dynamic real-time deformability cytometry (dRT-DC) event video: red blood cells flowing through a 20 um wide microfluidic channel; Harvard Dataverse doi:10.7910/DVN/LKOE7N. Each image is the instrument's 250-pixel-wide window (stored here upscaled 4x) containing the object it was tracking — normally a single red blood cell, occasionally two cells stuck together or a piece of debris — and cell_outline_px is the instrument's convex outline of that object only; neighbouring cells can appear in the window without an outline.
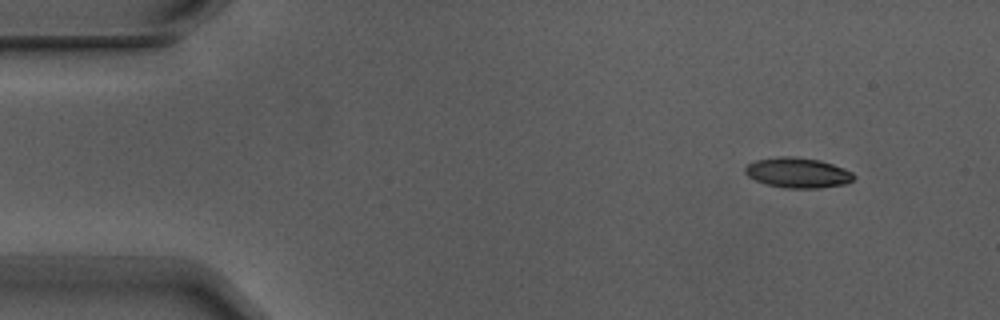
{"species": "Egyptian fruit bat (a non-hibernating species)", "species_latin": "Rousettus aegyptiacus", "temperature_condition": "warm", "stored_images_in_passage": 4, "camera_frame_rate_fps": 3000, "um_per_image_px": 0.085, "animal": {"sex": "male"}, "frame": {"image": 1, "passage_image": 2, "time_ms": 0.333, "image_size_px": [1000, 320], "cell_outline_px": [[856, 176], [848, 184], [820, 188], [788, 188], [768, 184], [756, 180], [748, 176], [744, 172], [744, 168], [748, 164], [756, 160], [780, 156], [792, 156], [820, 160], [844, 168], [852, 172]], "centroid_in_image_um": [67.84, 14.68], "position_along_channel_um": 17.2, "area_um2": 19.13}}